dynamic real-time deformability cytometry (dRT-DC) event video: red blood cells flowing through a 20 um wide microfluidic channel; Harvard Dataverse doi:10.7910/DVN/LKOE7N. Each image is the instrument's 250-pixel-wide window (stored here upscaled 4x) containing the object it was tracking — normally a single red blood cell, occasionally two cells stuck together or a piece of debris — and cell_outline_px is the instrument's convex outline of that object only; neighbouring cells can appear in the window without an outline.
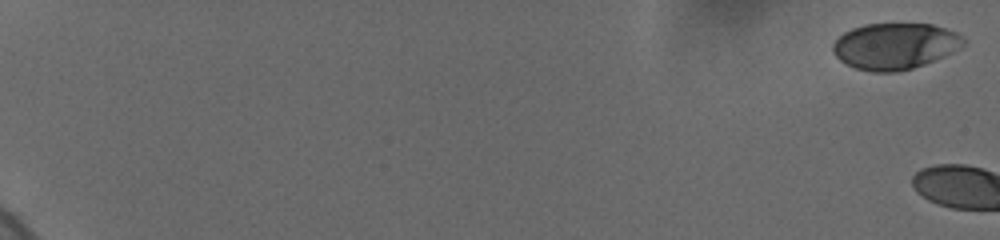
{"species": "human", "species_latin": "Homo sapiens", "temperature_condition": "cold", "stored_images_in_passage": 3, "camera_frame_rate_fps": 3000, "um_per_image_px": 0.085, "donor": {"sex": "female"}, "frame": {"image": 1, "passage_image": 1, "time_ms": 0.0, "image_size_px": [1000, 240], "cell_outline_px": [[964, 44], [924, 64], [912, 68], [892, 72], [872, 72], [856, 68], [840, 60], [832, 52], [832, 44], [844, 32], [852, 28], [864, 24], [932, 24], [956, 32], [964, 36]], "centroid_in_image_um": [76.01, 3.9], "position_along_channel_um": 9.0, "area_um2": 34.68}}